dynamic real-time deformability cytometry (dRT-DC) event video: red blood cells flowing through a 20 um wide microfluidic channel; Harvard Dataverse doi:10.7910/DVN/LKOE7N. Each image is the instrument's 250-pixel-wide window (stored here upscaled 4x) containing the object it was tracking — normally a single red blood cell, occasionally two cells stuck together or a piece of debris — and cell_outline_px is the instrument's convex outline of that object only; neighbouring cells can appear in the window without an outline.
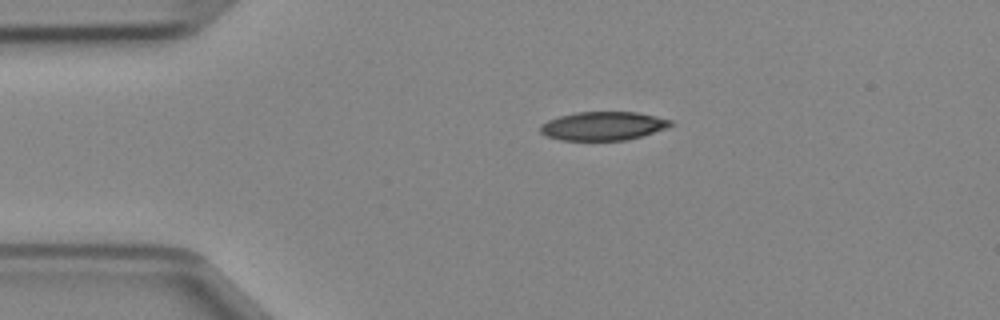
{"species": "Egyptian fruit bat (a non-hibernating species)", "species_latin": "Rousettus aegyptiacus", "temperature_condition": "cold", "stored_images_in_passage": 38, "camera_frame_rate_fps": 3000, "um_per_image_px": 0.085, "animal": {"sex": "female"}, "frame": {"image": 1, "passage_image": 1, "time_ms": 0.0, "image_size_px": [1000, 320], "cell_outline_px": [[672, 124], [668, 128], [640, 136], [624, 140], [560, 140], [548, 136], [540, 132], [540, 124], [548, 120], [560, 116], [576, 112], [636, 112], [656, 116], [672, 120]], "centroid_in_image_um": [51.26, 10.7], "position_along_channel_um": 33.7, "area_um2": 21.62}}
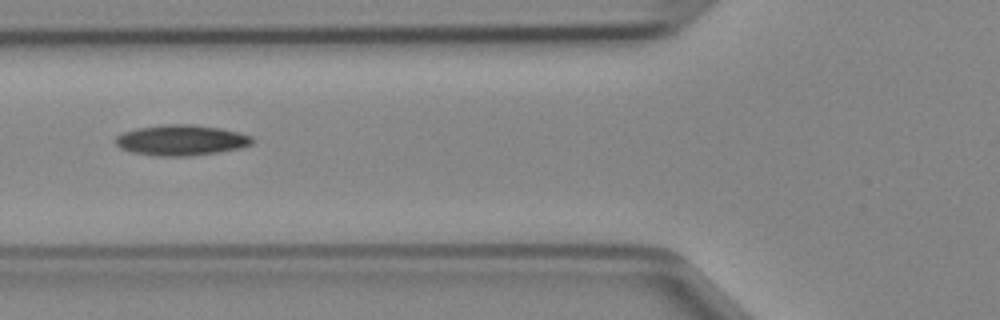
{"frame": {"image": 2, "passage_image": 9, "time_ms": 2.667, "image_size_px": [1000, 320], "cell_outline_px": [[256, 140], [252, 144], [240, 148], [216, 152], [188, 156], [156, 156], [132, 152], [120, 148], [112, 140], [116, 136], [124, 132], [136, 128], [168, 124], [192, 124], [220, 128], [252, 136]], "centroid_in_image_um": [15.38, 11.91], "position_along_channel_um": 110.4, "area_um2": 24.39}}
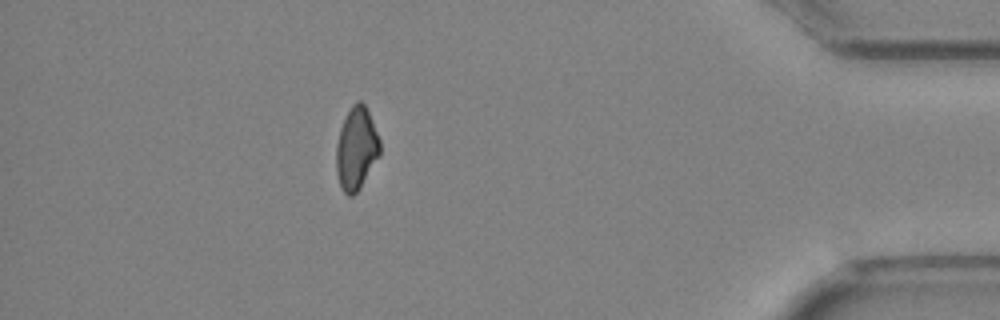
{"frame": {"image": 3, "passage_image": 33, "time_ms": 10.667, "image_size_px": [1000, 320], "cell_outline_px": [[380, 156], [360, 188], [352, 196], [348, 196], [340, 188], [336, 172], [336, 144], [340, 128], [352, 104], [356, 100], [360, 100], [364, 104], [372, 120], [380, 140]], "centroid_in_image_um": [30.29, 12.65], "position_along_channel_um": 404.9, "area_um2": 21.15}}